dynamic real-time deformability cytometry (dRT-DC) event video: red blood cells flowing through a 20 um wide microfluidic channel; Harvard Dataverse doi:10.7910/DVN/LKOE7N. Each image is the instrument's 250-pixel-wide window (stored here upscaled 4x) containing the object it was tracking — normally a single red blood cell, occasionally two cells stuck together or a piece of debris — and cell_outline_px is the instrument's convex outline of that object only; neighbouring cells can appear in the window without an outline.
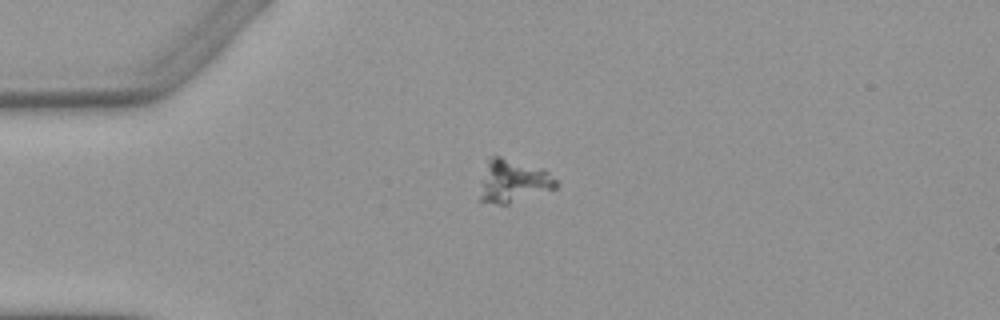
{"species": "Egyptian fruit bat (a non-hibernating species)", "species_latin": "Rousettus aegyptiacus", "temperature_condition": "warm", "stored_images_in_passage": 3, "camera_frame_rate_fps": 3000, "um_per_image_px": 0.085, "animal": {"sex": "female"}, "frame": {"image": 1, "passage_image": 1, "time_ms": 0.0, "image_size_px": [1000, 320], "cell_outline_px": [[560, 184], [556, 188], [508, 204], [496, 204], [476, 200], [480, 180], [488, 160], [492, 156], [500, 156], [544, 168]], "centroid_in_image_um": [43.57, 15.4], "position_along_channel_um": 41.4, "area_um2": 19.48}}